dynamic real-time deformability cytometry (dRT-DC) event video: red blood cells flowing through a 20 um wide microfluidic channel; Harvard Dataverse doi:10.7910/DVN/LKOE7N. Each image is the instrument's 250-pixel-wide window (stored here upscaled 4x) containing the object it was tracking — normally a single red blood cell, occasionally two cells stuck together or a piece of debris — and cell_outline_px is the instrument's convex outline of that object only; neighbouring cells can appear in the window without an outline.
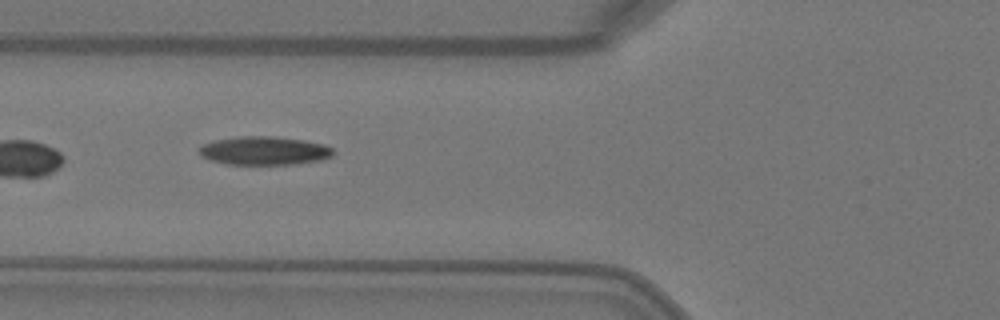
{"species": "Egyptian fruit bat (a non-hibernating species)", "species_latin": "Rousettus aegyptiacus", "temperature_condition": "warm", "stored_images_in_passage": 7, "camera_frame_rate_fps": 3000, "um_per_image_px": 0.085, "animal": {"sex": "female"}, "frame": {"image": 1, "passage_image": 6, "time_ms": 1.667, "image_size_px": [1000, 320], "cell_outline_px": [[332, 156], [320, 160], [292, 164], [224, 164], [200, 156], [200, 148], [204, 144], [216, 140], [240, 136], [268, 136], [304, 140], [324, 144], [332, 148]], "centroid_in_image_um": [22.46, 12.81], "position_along_channel_um": 103.3, "area_um2": 21.96}}
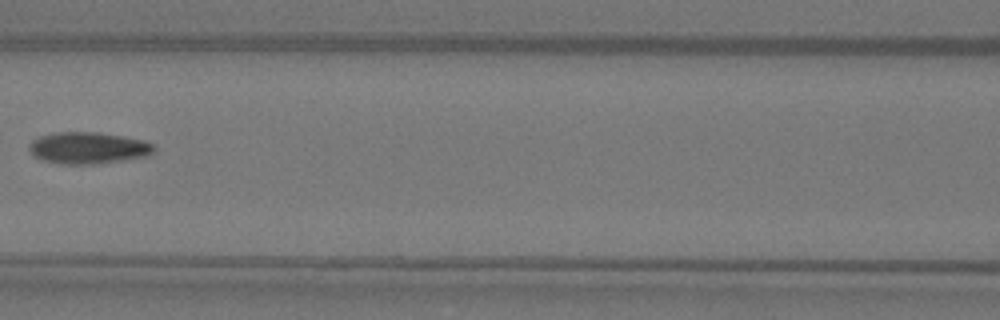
{"frame": {"image": 2, "passage_image": 7, "time_ms": 2.0, "image_size_px": [1000, 320], "cell_outline_px": [[156, 148], [148, 156], [124, 160], [92, 164], [60, 164], [44, 160], [36, 156], [28, 148], [32, 140], [40, 136], [56, 132], [96, 132], [144, 140], [152, 144]], "centroid_in_image_um": [7.5, 12.57], "position_along_channel_um": 159.1, "area_um2": 22.83}}